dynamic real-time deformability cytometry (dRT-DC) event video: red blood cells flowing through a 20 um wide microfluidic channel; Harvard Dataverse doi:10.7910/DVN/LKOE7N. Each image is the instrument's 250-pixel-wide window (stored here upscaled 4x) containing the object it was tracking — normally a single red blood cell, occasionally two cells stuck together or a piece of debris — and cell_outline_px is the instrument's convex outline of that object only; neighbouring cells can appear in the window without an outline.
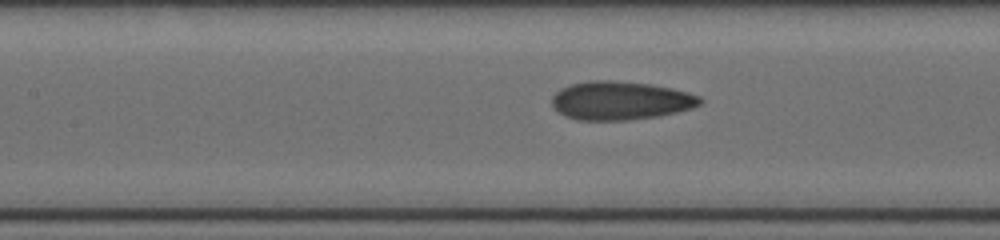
{"species": "human", "species_latin": "Homo sapiens", "temperature_condition": "cold", "stored_images_in_passage": 20, "camera_frame_rate_fps": 3000, "um_per_image_px": 0.085, "donor": {"sex": "female"}, "frame": {"image": 1, "passage_image": 14, "time_ms": 7.667, "image_size_px": [1000, 240], "cell_outline_px": [[704, 100], [700, 104], [692, 108], [660, 116], [628, 120], [576, 120], [564, 116], [552, 108], [552, 96], [560, 88], [572, 84], [592, 80], [612, 80], [652, 84], [672, 88], [688, 92], [700, 96]], "centroid_in_image_um": [52.73, 8.55], "position_along_channel_um": 154.7, "area_um2": 33.58}}
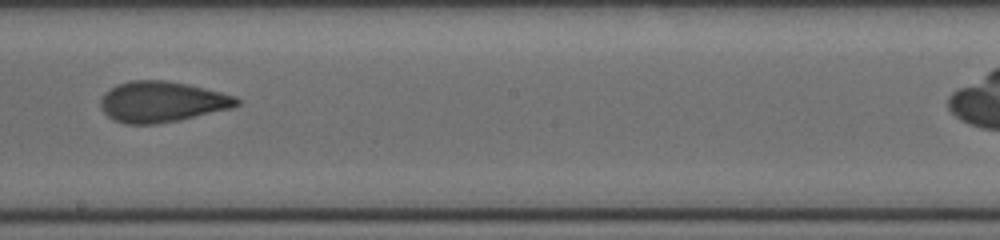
{"frame": {"image": 2, "passage_image": 17, "time_ms": 9.667, "image_size_px": [1000, 240], "cell_outline_px": [[240, 104], [232, 108], [180, 120], [156, 124], [124, 124], [108, 116], [100, 108], [100, 100], [104, 92], [116, 84], [132, 80], [164, 80], [188, 84], [236, 96], [240, 100]], "centroid_in_image_um": [13.75, 8.65], "position_along_channel_um": 234.5, "area_um2": 32.48}}
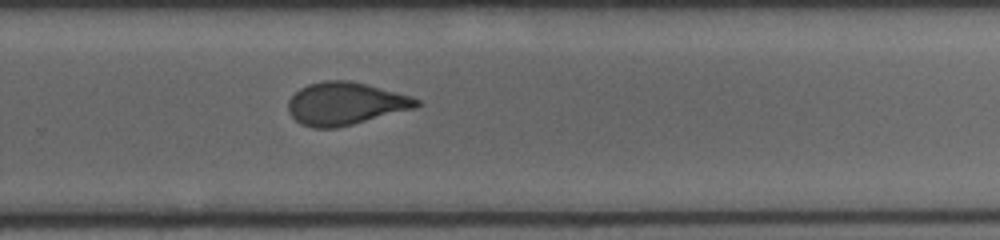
{"frame": {"image": 3, "passage_image": 20, "time_ms": 11.333, "image_size_px": [1000, 240], "cell_outline_px": [[420, 104], [416, 108], [336, 128], [312, 128], [300, 124], [288, 112], [288, 100], [300, 88], [308, 84], [324, 80], [348, 80], [368, 84], [412, 96], [420, 100]], "centroid_in_image_um": [29.35, 8.8], "position_along_channel_um": 300.4, "area_um2": 32.02}}